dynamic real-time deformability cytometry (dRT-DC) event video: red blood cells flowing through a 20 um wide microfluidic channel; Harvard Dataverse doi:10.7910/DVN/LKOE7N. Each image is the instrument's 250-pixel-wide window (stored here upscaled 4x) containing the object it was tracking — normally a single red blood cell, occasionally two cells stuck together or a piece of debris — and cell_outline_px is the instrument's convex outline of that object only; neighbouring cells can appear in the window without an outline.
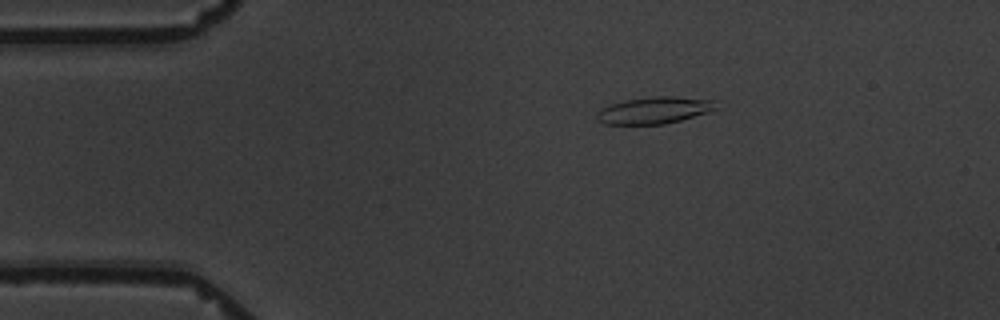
{"species": "common noctule bat (a hibernating species)", "species_latin": "Nyctalus noctula", "temperature_condition": "warm", "stored_images_in_passage": 6, "camera_frame_rate_fps": 3000, "um_per_image_px": 0.085, "animal": {"sex": "male", "body_mass_g": 19.5, "forearm_length_mm": 54.6}, "frame": {"image": 1, "passage_image": 2, "time_ms": 1.0, "image_size_px": [1000, 320], "cell_outline_px": [[720, 108], [708, 112], [680, 120], [664, 124], [604, 124], [596, 120], [596, 112], [600, 108], [624, 100], [652, 96], [676, 96], [716, 100]], "centroid_in_image_um": [55.63, 9.36], "position_along_channel_um": 29.4, "area_um2": 18.9}}
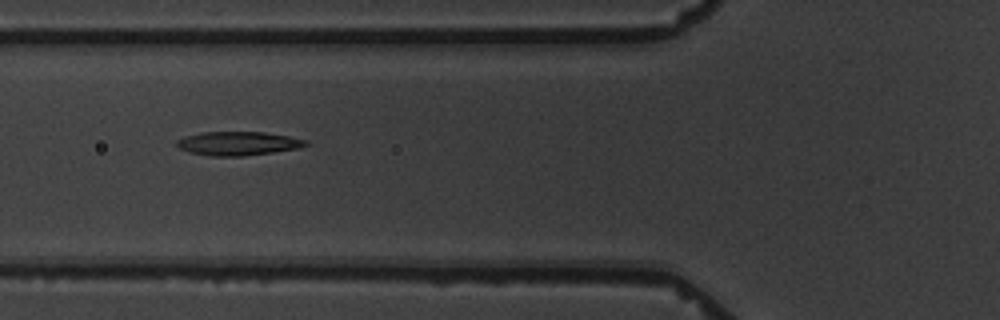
{"frame": {"image": 2, "passage_image": 5, "time_ms": 4.667, "image_size_px": [1000, 320], "cell_outline_px": [[312, 144], [300, 148], [244, 156], [208, 156], [188, 152], [180, 148], [176, 144], [176, 140], [184, 136], [200, 132], [264, 132], [288, 136], [308, 140]], "centroid_in_image_um": [20.25, 12.19], "position_along_channel_um": 105.6, "area_um2": 18.09}}
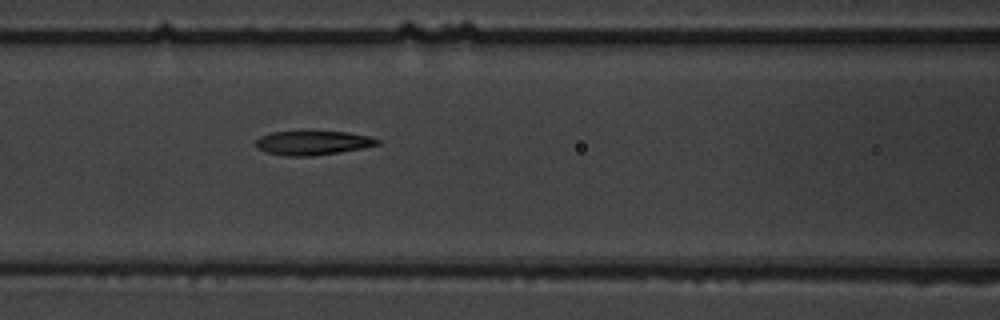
{"frame": {"image": 3, "passage_image": 6, "time_ms": 5.667, "image_size_px": [1000, 320], "cell_outline_px": [[384, 140], [380, 144], [364, 148], [312, 156], [284, 156], [268, 152], [260, 148], [256, 144], [256, 140], [260, 136], [272, 132], [348, 132], [368, 136]], "centroid_in_image_um": [26.66, 12.14], "position_along_channel_um": 139.9, "area_um2": 16.94}}